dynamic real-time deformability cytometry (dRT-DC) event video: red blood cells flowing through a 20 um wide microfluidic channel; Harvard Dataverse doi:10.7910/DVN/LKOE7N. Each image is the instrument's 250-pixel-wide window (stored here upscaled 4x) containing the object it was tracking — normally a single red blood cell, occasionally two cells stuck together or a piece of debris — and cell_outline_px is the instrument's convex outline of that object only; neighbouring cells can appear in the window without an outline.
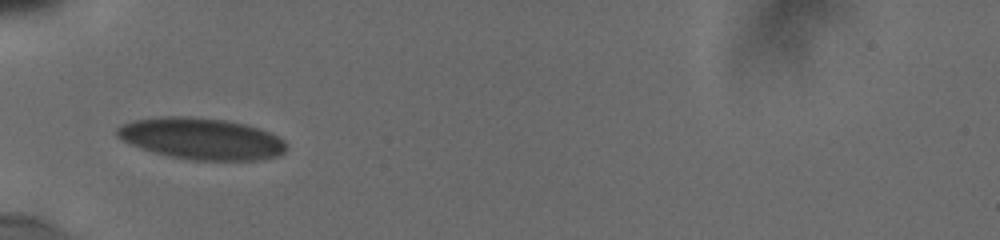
{"species": "human", "species_latin": "Homo sapiens", "temperature_condition": "cold", "stored_images_in_passage": 13, "camera_frame_rate_fps": 3000, "um_per_image_px": 0.085, "donor": {"sex": "male"}, "frame": {"image": 1, "passage_image": 1, "time_ms": 0.0, "image_size_px": [1000, 240], "cell_outline_px": [[284, 152], [280, 156], [256, 160], [192, 160], [168, 156], [132, 144], [116, 136], [116, 128], [120, 124], [132, 120], [160, 116], [188, 116], [228, 120], [244, 124], [268, 132], [284, 140]], "centroid_in_image_um": [17.09, 11.77], "position_along_channel_um": 67.9, "area_um2": 40.75}}
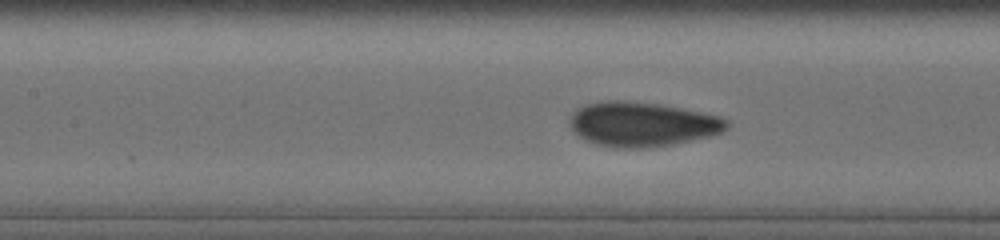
{"frame": {"image": 2, "passage_image": 9, "time_ms": 2.333, "image_size_px": [1000, 240], "cell_outline_px": [[728, 128], [724, 132], [708, 136], [672, 144], [644, 148], [616, 148], [596, 144], [584, 140], [568, 124], [568, 120], [572, 112], [576, 108], [584, 104], [608, 100], [620, 100], [660, 104], [720, 116], [728, 120]], "centroid_in_image_um": [54.54, 10.55], "position_along_channel_um": 152.9, "area_um2": 40.81}}
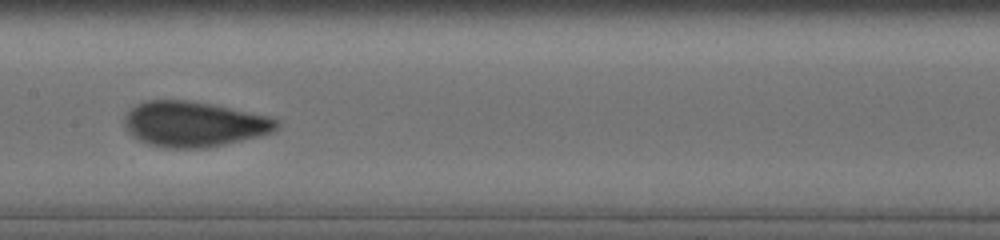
{"frame": {"image": 3, "passage_image": 12, "time_ms": 3.333, "image_size_px": [1000, 240], "cell_outline_px": [[280, 124], [276, 132], [260, 136], [224, 144], [204, 148], [164, 148], [148, 144], [132, 136], [124, 128], [124, 116], [136, 104], [144, 100], [188, 100], [212, 104], [268, 116], [280, 120]], "centroid_in_image_um": [16.49, 10.55], "position_along_channel_um": 190.9, "area_um2": 40.52}}